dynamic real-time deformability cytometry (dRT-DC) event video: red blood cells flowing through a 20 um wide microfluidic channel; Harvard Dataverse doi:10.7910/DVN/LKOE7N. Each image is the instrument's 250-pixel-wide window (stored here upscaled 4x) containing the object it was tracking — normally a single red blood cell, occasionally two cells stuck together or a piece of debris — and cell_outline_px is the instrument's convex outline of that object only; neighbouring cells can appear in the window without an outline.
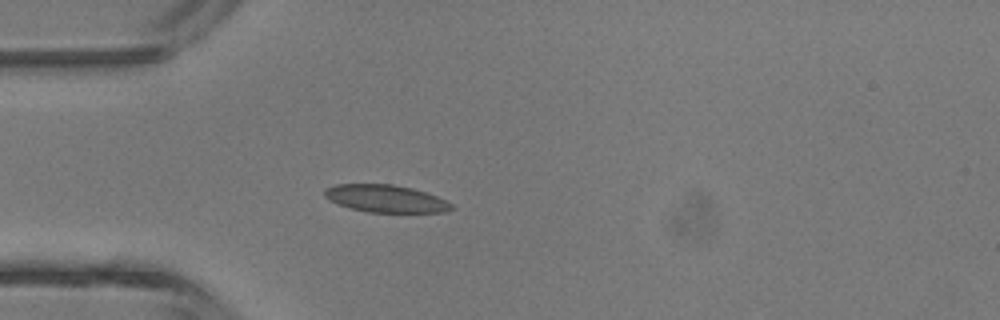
{"species": "common noctule bat (a hibernating species)", "species_latin": "Nyctalus noctula", "temperature_condition": "room temperature", "stored_images_in_passage": 3, "camera_frame_rate_fps": 3000, "um_per_image_px": 0.085, "animal": {"sex": "male", "body_mass_g": 13.3}, "frame": {"image": 1, "passage_image": 3, "time_ms": 3.0, "image_size_px": [1000, 320], "cell_outline_px": [[456, 208], [444, 212], [368, 212], [352, 208], [328, 200], [324, 196], [324, 188], [336, 184], [392, 184], [412, 188], [436, 196], [452, 204]], "centroid_in_image_um": [32.77, 16.87], "position_along_channel_um": 52.2, "area_um2": 20.17}}